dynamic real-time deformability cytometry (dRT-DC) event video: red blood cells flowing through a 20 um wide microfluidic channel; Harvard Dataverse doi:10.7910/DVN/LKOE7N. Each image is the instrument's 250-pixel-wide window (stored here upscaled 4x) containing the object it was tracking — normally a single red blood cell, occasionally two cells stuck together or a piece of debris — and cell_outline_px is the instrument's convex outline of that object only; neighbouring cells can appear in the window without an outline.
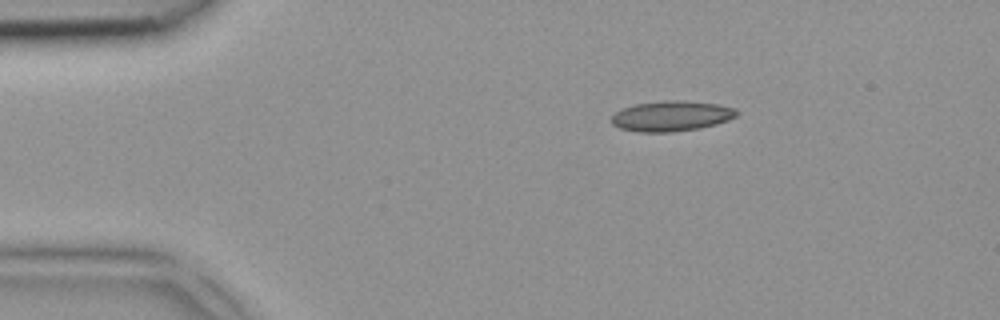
{"species": "common noctule bat (a hibernating species)", "species_latin": "Nyctalus noctula", "temperature_condition": "room temperature", "stored_images_in_passage": 3, "camera_frame_rate_fps": 3000, "um_per_image_px": 0.085, "animal": {"sex": "female", "body_mass_g": 18.4}, "frame": {"image": 1, "passage_image": 1, "time_ms": 0.0, "image_size_px": [1000, 320], "cell_outline_px": [[740, 112], [736, 116], [728, 120], [716, 124], [700, 128], [672, 132], [636, 132], [620, 128], [612, 124], [612, 116], [616, 112], [624, 108], [636, 104], [664, 100], [676, 100], [716, 104], [736, 108]], "centroid_in_image_um": [57.08, 9.87], "position_along_channel_um": 27.9, "area_um2": 22.08}}
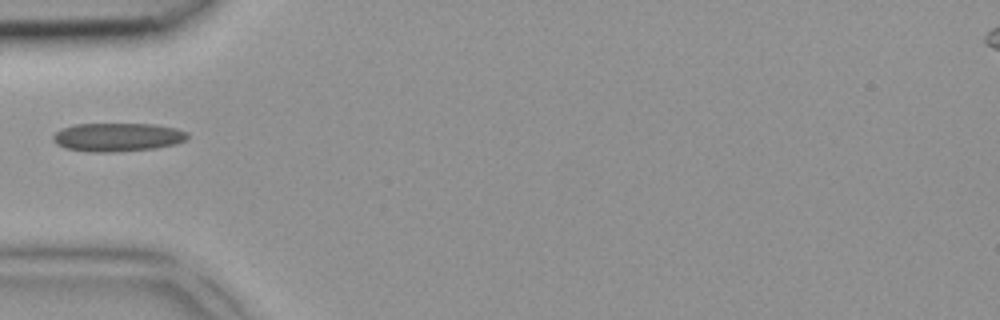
{"frame": {"image": 2, "passage_image": 3, "time_ms": 0.667, "image_size_px": [1000, 320], "cell_outline_px": [[188, 136], [184, 140], [176, 144], [156, 148], [116, 152], [92, 152], [64, 148], [56, 144], [52, 140], [52, 136], [60, 128], [76, 124], [152, 124], [176, 128], [188, 132]], "centroid_in_image_um": [9.96, 11.66], "position_along_channel_um": 75.0, "area_um2": 22.48}}